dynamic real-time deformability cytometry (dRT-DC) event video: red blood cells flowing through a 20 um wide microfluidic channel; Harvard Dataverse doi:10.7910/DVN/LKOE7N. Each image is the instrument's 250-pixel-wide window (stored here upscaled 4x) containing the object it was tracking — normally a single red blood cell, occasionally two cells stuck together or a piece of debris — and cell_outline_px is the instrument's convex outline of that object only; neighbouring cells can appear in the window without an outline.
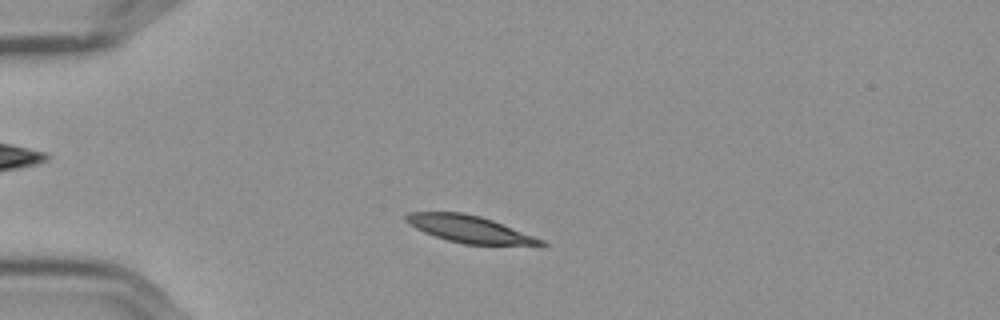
{"species": "Egyptian fruit bat (a non-hibernating species)", "species_latin": "Rousettus aegyptiacus", "temperature_condition": "cold", "stored_images_in_passage": 50, "camera_frame_rate_fps": 3000, "um_per_image_px": 0.085, "frame": {"image": 1, "passage_image": 8, "time_ms": 2.333, "image_size_px": [1000, 320], "cell_outline_px": [[548, 244], [544, 248], [540, 248], [464, 244], [448, 240], [424, 232], [408, 224], [404, 220], [404, 216], [408, 212], [464, 212], [480, 216], [492, 220], [544, 240]], "centroid_in_image_um": [40.06, 19.53], "position_along_channel_um": 44.9, "area_um2": 22.02}}
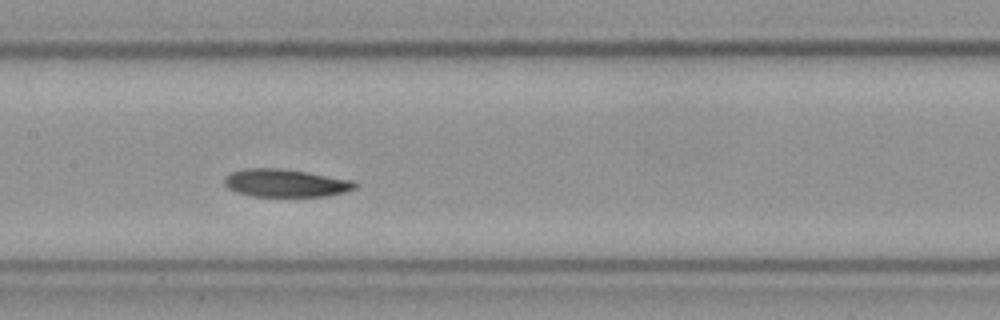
{"frame": {"image": 2, "passage_image": 22, "time_ms": 7.0, "image_size_px": [1000, 320], "cell_outline_px": [[360, 184], [356, 188], [344, 192], [328, 196], [252, 196], [236, 192], [228, 188], [224, 184], [224, 176], [232, 172], [244, 168], [280, 168], [308, 172], [356, 180]], "centroid_in_image_um": [24.31, 15.55], "position_along_channel_um": 183.1, "area_um2": 21.5}}
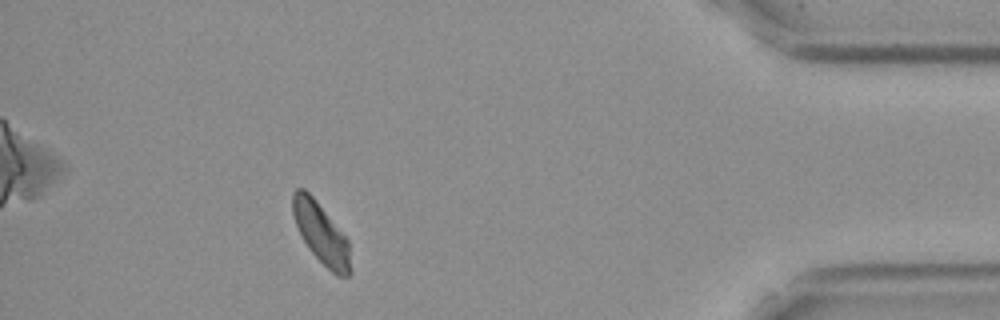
{"frame": {"image": 3, "passage_image": 45, "time_ms": 14.667, "image_size_px": [1000, 320], "cell_outline_px": [[352, 272], [348, 276], [336, 276], [308, 248], [296, 224], [292, 212], [292, 192], [296, 188], [304, 188], [316, 200], [348, 240]], "centroid_in_image_um": [27.3, 19.83], "position_along_channel_um": 407.9, "area_um2": 20.17}, "authors_computed_cell_mechanics": {"area_um2": 21.6172, "velocity_mm_per_s": 3.5332, "shape_relaxation_time_tau1_ms": 8.0658, "shape_relaxation_time_tau2_ms": 5.3751, "deformation_change_tau1": 0.1423, "deformation_change_tau2": 0.0709}}